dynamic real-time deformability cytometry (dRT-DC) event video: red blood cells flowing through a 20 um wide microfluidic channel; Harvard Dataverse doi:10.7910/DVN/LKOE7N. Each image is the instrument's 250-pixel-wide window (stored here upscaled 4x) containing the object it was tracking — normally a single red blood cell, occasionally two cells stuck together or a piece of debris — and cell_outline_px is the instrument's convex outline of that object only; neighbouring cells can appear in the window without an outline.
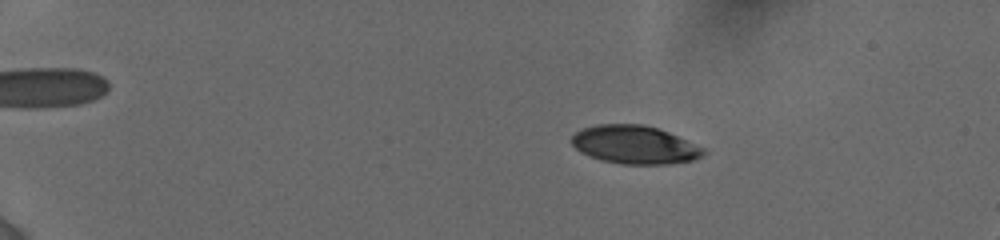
{"species": "human", "species_latin": "Homo sapiens", "temperature_condition": "cold", "stored_images_in_passage": 80, "camera_frame_rate_fps": 3000, "um_per_image_px": 0.085, "donor": {"sex": "female"}, "frame": {"image": 1, "passage_image": 18, "time_ms": 4.0, "image_size_px": [1000, 240], "cell_outline_px": [[708, 152], [704, 156], [692, 160], [668, 164], [620, 164], [600, 160], [588, 156], [580, 152], [572, 144], [572, 136], [576, 132], [584, 128], [596, 124], [644, 124], [668, 132], [704, 148]], "centroid_in_image_um": [53.95, 12.31], "position_along_channel_um": 31.1, "area_um2": 29.42}}
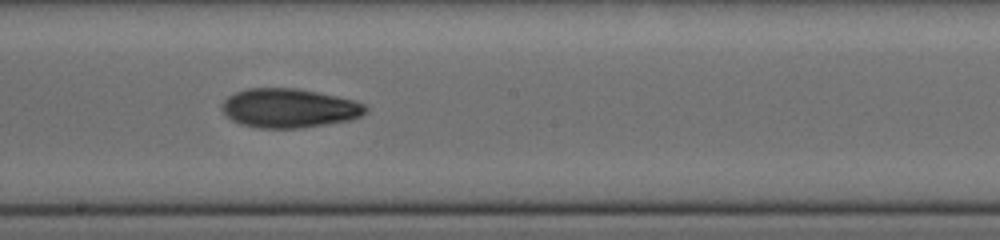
{"frame": {"image": 2, "passage_image": 53, "time_ms": 11.667, "image_size_px": [1000, 240], "cell_outline_px": [[368, 108], [360, 116], [348, 120], [300, 128], [260, 128], [240, 124], [232, 120], [220, 108], [220, 104], [228, 96], [236, 92], [248, 88], [296, 88], [356, 100], [364, 104]], "centroid_in_image_um": [24.54, 9.19], "position_along_channel_um": 223.7, "area_um2": 32.6}}
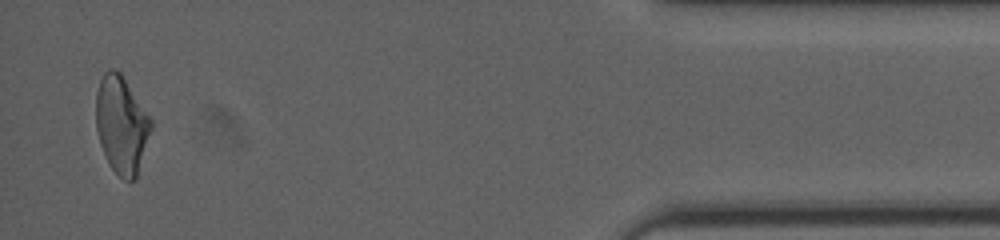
{"frame": {"image": 3, "passage_image": 78, "time_ms": 18.333, "image_size_px": [1000, 240], "cell_outline_px": [[152, 128], [136, 176], [132, 180], [124, 180], [108, 164], [100, 144], [96, 128], [96, 92], [100, 80], [104, 72], [112, 68], [120, 72], [152, 120]], "centroid_in_image_um": [10.31, 10.59], "position_along_channel_um": 424.9, "area_um2": 30.87}, "authors_computed_cell_mechanics": {"area_um2": 31.0097, "velocity_mm_per_s": 3.877, "shape_relaxation_time_tau1_ms": 6.9721, "shape_relaxation_time_tau2_ms": 7.7773, "deformation_change_tau1": 0.1967, "deformation_change_tau2": 0.1711}}